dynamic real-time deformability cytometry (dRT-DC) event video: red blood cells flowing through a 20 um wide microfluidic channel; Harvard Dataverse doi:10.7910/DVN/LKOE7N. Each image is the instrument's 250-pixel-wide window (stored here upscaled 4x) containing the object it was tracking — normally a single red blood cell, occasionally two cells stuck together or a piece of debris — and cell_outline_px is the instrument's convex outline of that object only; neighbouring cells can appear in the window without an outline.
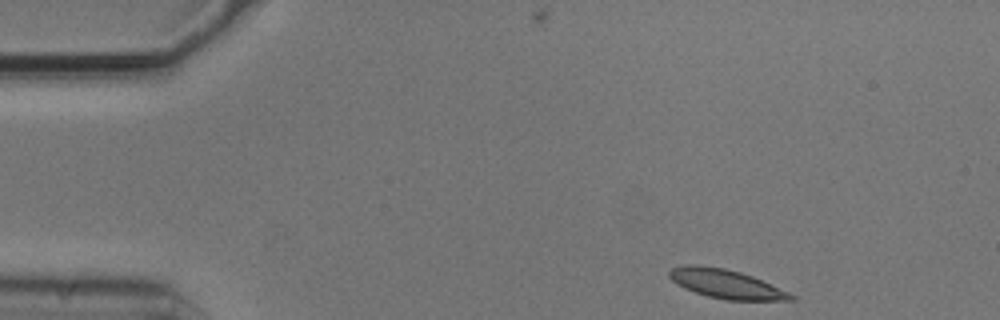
{"species": "common noctule bat (a hibernating species)", "species_latin": "Nyctalus noctula", "temperature_condition": "cold", "stored_images_in_passage": 49, "camera_frame_rate_fps": 3000, "um_per_image_px": 0.085, "animal": {"sex": "male", "body_mass_g": 20.5, "forearm_length_mm": 52.5}, "frame": {"image": 1, "passage_image": 1, "time_ms": 0.0, "image_size_px": [1000, 320], "cell_outline_px": [[796, 300], [724, 300], [708, 296], [684, 288], [676, 284], [668, 276], [668, 272], [672, 268], [692, 264], [724, 268], [740, 272], [752, 276], [788, 292], [796, 296]], "centroid_in_image_um": [61.7, 24.14], "position_along_channel_um": 23.3, "area_um2": 20.29}}
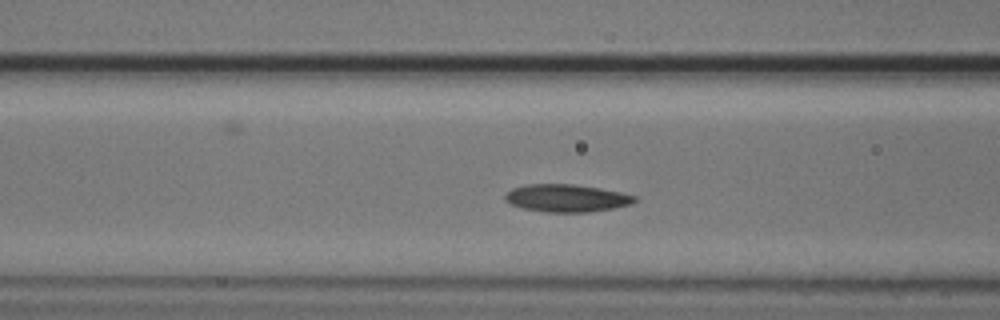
{"frame": {"image": 2, "passage_image": 15, "time_ms": 4.667, "image_size_px": [1000, 320], "cell_outline_px": [[636, 200], [632, 204], [612, 208], [588, 212], [544, 212], [524, 208], [512, 204], [504, 200], [504, 196], [512, 188], [524, 184], [572, 184], [600, 188], [620, 192], [636, 196]], "centroid_in_image_um": [48.14, 16.83], "position_along_channel_um": 118.5, "area_um2": 20.75}}
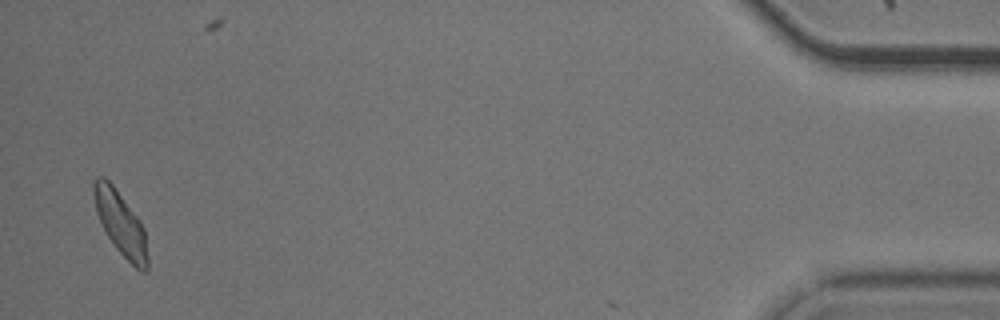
{"frame": {"image": 3, "passage_image": 47, "time_ms": 15.333, "image_size_px": [1000, 320], "cell_outline_px": [[148, 268], [144, 272], [140, 272], [116, 248], [108, 236], [96, 212], [92, 196], [92, 184], [96, 176], [104, 176], [112, 184], [140, 220], [144, 228], [148, 256]], "centroid_in_image_um": [10.24, 18.96], "position_along_channel_um": 425.0, "area_um2": 19.94}, "authors_computed_cell_mechanics": {"area_um2": 20.2878, "velocity_mm_per_s": 3.6815, "shape_relaxation_time_tau1_ms": 8.7723, "shape_relaxation_time_tau2_ms": 3.8558, "deformation_change_tau1": 0.1489, "deformation_change_tau2": 0.0911}}